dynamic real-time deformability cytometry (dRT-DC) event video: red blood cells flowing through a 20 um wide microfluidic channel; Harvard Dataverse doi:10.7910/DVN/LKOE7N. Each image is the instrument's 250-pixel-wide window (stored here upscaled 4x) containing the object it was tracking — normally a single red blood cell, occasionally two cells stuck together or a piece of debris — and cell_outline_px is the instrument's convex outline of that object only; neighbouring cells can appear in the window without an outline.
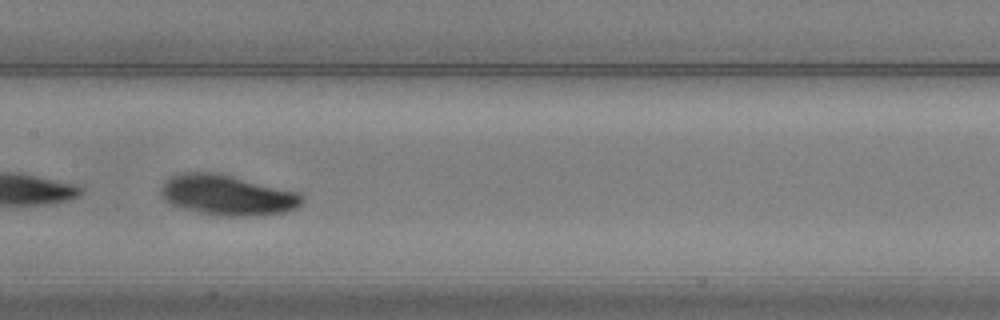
{"species": "common noctule bat (a hibernating species)", "species_latin": "Nyctalus noctula", "temperature_condition": "warm", "stored_images_in_passage": 41, "camera_frame_rate_fps": 3000, "um_per_image_px": 0.085, "animal": {"sex": "male", "body_mass_g": 20.5, "forearm_length_mm": 52.5}, "frame": {"image": 1, "passage_image": 22, "time_ms": 7.0, "image_size_px": [1000, 320], "cell_outline_px": [[304, 200], [296, 208], [284, 212], [264, 216], [212, 216], [184, 208], [172, 204], [164, 200], [160, 192], [160, 188], [168, 176], [180, 172], [220, 172], [300, 192], [304, 196]], "centroid_in_image_um": [19.34, 16.57], "position_along_channel_um": 188.1, "area_um2": 34.04}}
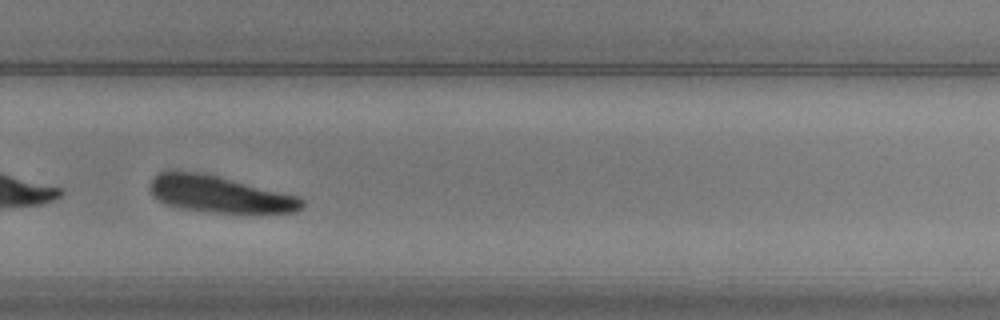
{"frame": {"image": 2, "passage_image": 32, "time_ms": 10.333, "image_size_px": [1000, 320], "cell_outline_px": [[304, 208], [296, 212], [216, 212], [180, 208], [156, 200], [152, 196], [148, 188], [148, 184], [160, 172], [196, 172], [220, 176], [296, 196], [304, 200]], "centroid_in_image_um": [18.63, 16.51], "position_along_channel_um": 311.2, "area_um2": 32.02}}